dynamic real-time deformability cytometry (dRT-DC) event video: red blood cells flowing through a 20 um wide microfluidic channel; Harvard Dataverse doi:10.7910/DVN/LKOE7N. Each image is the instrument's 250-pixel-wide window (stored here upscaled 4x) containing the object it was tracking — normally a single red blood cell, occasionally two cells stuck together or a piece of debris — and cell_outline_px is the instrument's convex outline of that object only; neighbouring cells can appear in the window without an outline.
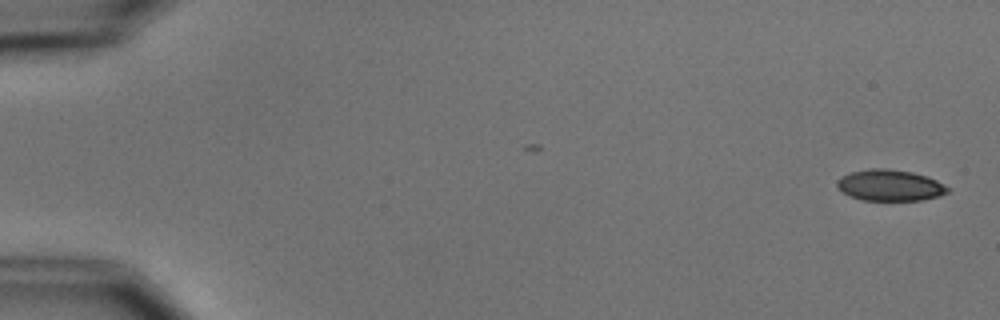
{"species": "common noctule bat (a hibernating species)", "species_latin": "Nyctalus noctula", "temperature_condition": "cold", "stored_images_in_passage": 6, "camera_frame_rate_fps": 3000, "um_per_image_px": 0.085, "animal": {"sex": "male", "body_mass_g": 15.6}, "frame": {"image": 1, "passage_image": 1, "time_ms": 0.0, "image_size_px": [1000, 320], "cell_outline_px": [[948, 192], [940, 196], [920, 200], [860, 200], [836, 188], [836, 180], [852, 172], [872, 168], [888, 168], [912, 172], [936, 180], [948, 188]], "centroid_in_image_um": [75.62, 15.75], "position_along_channel_um": 9.4, "area_um2": 19.88}}